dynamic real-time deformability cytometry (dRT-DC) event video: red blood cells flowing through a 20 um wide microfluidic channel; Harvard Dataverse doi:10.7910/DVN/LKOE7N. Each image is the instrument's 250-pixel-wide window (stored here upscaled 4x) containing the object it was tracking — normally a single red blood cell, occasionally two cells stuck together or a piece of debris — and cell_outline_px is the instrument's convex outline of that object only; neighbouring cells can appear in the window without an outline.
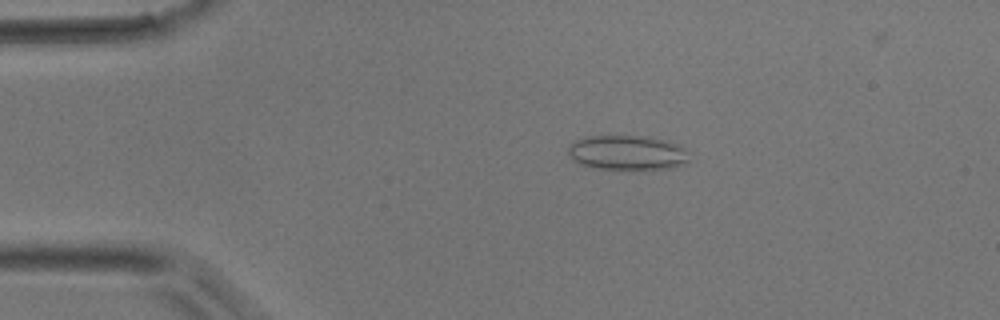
{"species": "common noctule bat (a hibernating species)", "species_latin": "Nyctalus noctula", "temperature_condition": "room temperature", "stored_images_in_passage": 48, "camera_frame_rate_fps": 3000, "um_per_image_px": 0.085, "animal": {"sex": "male", "body_mass_g": 17.9}, "frame": {"image": 1, "passage_image": 9, "time_ms": 2.667, "image_size_px": [1000, 320], "cell_outline_px": [[688, 160], [680, 164], [668, 168], [596, 168], [580, 164], [568, 152], [568, 148], [576, 140], [588, 136], [644, 136], [664, 140], [676, 144], [684, 152]], "centroid_in_image_um": [53.25, 12.95], "position_along_channel_um": 31.8, "area_um2": 23.41}}
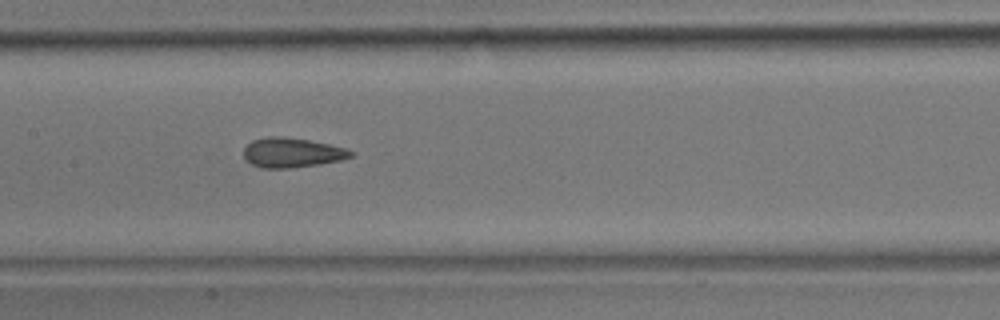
{"frame": {"image": 2, "passage_image": 23, "time_ms": 7.333, "image_size_px": [1000, 320], "cell_outline_px": [[356, 156], [340, 160], [320, 164], [292, 168], [260, 168], [252, 164], [244, 156], [244, 148], [252, 140], [268, 136], [280, 136], [308, 140], [348, 148], [356, 152]], "centroid_in_image_um": [24.87, 12.98], "position_along_channel_um": 182.5, "area_um2": 18.67}}
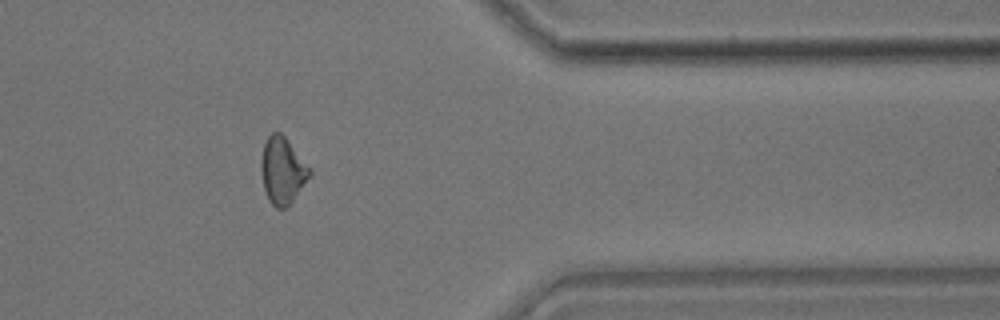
{"frame": {"image": 3, "passage_image": 39, "time_ms": 12.667, "image_size_px": [1000, 320], "cell_outline_px": [[312, 176], [292, 200], [284, 208], [276, 208], [268, 200], [264, 188], [260, 168], [260, 164], [264, 144], [268, 136], [272, 132], [280, 132], [284, 136], [312, 168]], "centroid_in_image_um": [24.03, 14.48], "position_along_channel_um": 387.4, "area_um2": 18.9}}